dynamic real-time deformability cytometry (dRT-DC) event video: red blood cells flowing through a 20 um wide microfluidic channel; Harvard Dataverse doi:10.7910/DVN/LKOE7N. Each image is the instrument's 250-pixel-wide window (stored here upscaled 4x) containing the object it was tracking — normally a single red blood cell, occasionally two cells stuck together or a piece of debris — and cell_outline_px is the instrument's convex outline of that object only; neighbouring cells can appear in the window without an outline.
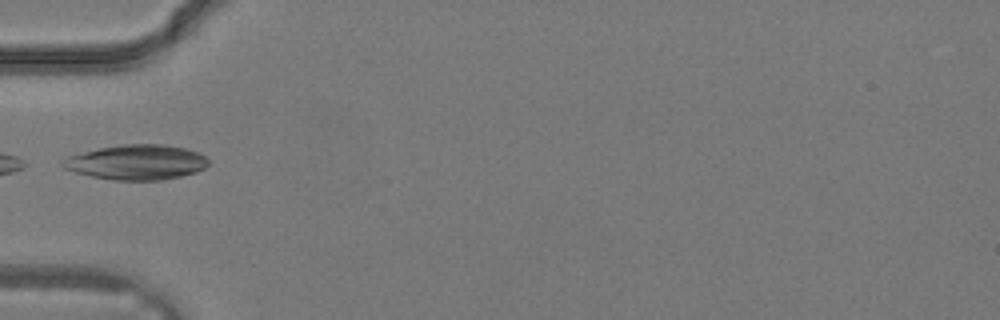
{"species": "common noctule bat (a hibernating species)", "species_latin": "Nyctalus noctula", "temperature_condition": "warm", "stored_images_in_passage": 8, "camera_frame_rate_fps": 3000, "um_per_image_px": 0.085, "animal": {"sex": "male", "body_mass_g": 19.2, "forearm_length_mm": 51.8}, "frame": {"image": 1, "passage_image": 1, "time_ms": 0.0, "image_size_px": [1000, 320], "cell_outline_px": [[208, 164], [204, 168], [196, 172], [164, 180], [112, 180], [92, 176], [76, 172], [64, 168], [60, 164], [60, 160], [68, 156], [100, 148], [124, 144], [164, 144], [184, 148], [200, 152], [208, 160]], "centroid_in_image_um": [11.61, 13.79], "position_along_channel_um": 73.4, "area_um2": 29.65}}